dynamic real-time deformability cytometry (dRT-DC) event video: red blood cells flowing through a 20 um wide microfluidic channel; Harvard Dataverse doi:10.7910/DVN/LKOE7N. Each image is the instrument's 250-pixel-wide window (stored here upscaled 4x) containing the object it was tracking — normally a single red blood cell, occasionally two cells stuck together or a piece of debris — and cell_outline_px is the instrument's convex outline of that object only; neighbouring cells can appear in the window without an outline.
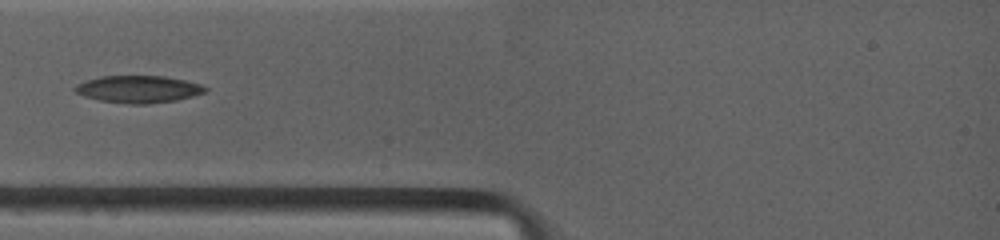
{"species": "common noctule bat (a hibernating species)", "species_latin": "Nyctalus noctula", "temperature_condition": "warm", "stored_images_in_passage": 5, "camera_frame_rate_fps": 4500, "um_per_image_px": 0.085, "animal": {"sex": "female", "body_mass_g": 19.0, "forearm_length_mm": 53.3}, "frame": {"image": 1, "passage_image": 2, "time_ms": 0.889, "image_size_px": [1000, 240], "cell_outline_px": [[208, 88], [204, 92], [192, 96], [176, 100], [144, 104], [132, 104], [100, 100], [84, 96], [76, 92], [72, 88], [76, 84], [100, 76], [164, 76], [184, 80], [200, 84]], "centroid_in_image_um": [11.74, 7.57], "position_along_channel_um": 73.3, "area_um2": 20.4}}
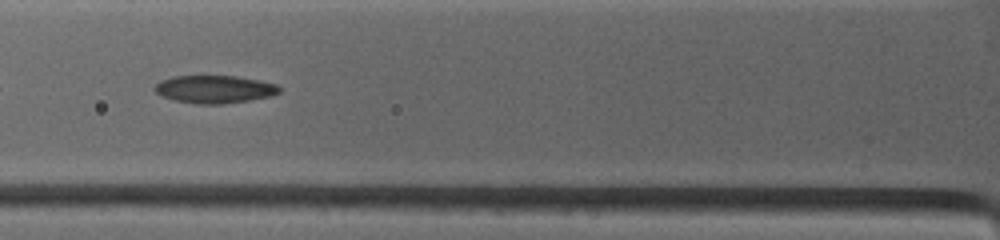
{"frame": {"image": 2, "passage_image": 3, "time_ms": 1.778, "image_size_px": [1000, 240], "cell_outline_px": [[280, 92], [268, 96], [248, 100], [220, 104], [200, 104], [176, 100], [164, 96], [156, 92], [156, 84], [172, 76], [236, 76], [276, 84], [280, 88]], "centroid_in_image_um": [18.25, 7.58], "position_along_channel_um": 107.6, "area_um2": 19.59}}
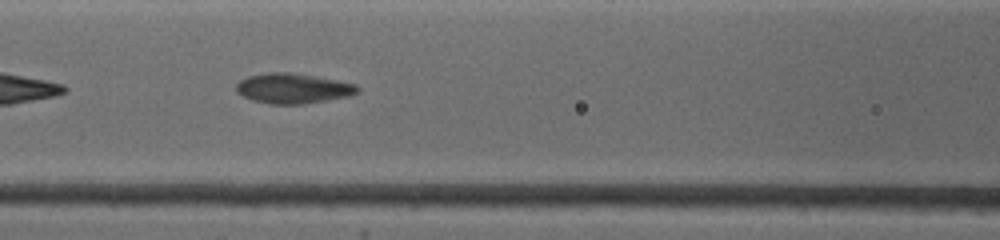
{"frame": {"image": 3, "passage_image": 4, "time_ms": 2.667, "image_size_px": [1000, 240], "cell_outline_px": [[356, 92], [344, 96], [324, 100], [300, 104], [272, 104], [256, 100], [244, 96], [236, 88], [236, 84], [240, 80], [248, 76], [272, 72], [288, 72], [312, 76], [352, 84], [356, 88]], "centroid_in_image_um": [24.8, 7.5], "position_along_channel_um": 141.8, "area_um2": 20.17}}